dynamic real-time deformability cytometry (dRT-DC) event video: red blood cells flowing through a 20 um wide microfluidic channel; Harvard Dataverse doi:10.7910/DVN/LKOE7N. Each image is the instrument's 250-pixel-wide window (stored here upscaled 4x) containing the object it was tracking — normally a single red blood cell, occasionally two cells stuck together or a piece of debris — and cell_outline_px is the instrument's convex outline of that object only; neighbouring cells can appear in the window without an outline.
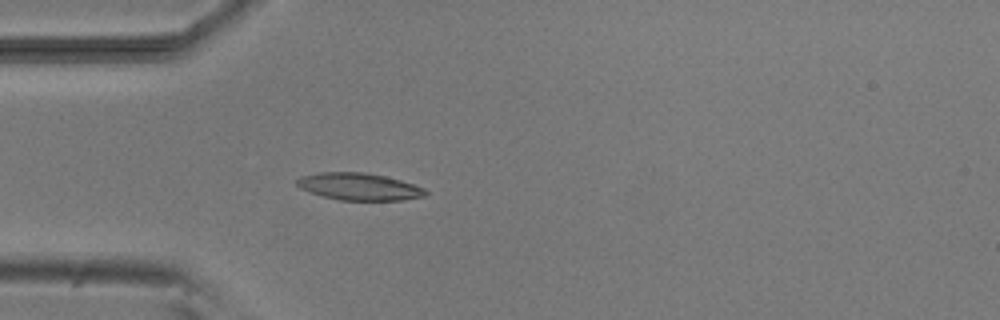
{"species": "common noctule bat (a hibernating species)", "species_latin": "Nyctalus noctula", "temperature_condition": "room temperature", "stored_images_in_passage": 5, "camera_frame_rate_fps": 3000, "um_per_image_px": 0.085, "animal": {"sex": "male", "body_mass_g": 20.5, "forearm_length_mm": 52.5}, "frame": {"image": 1, "passage_image": 5, "time_ms": 4.333, "image_size_px": [1000, 320], "cell_outline_px": [[428, 192], [424, 196], [400, 200], [340, 200], [308, 192], [300, 188], [296, 184], [296, 180], [300, 176], [320, 172], [360, 172], [384, 176], [400, 180], [424, 188]], "centroid_in_image_um": [30.48, 15.86], "position_along_channel_um": 54.5, "area_um2": 20.17}}